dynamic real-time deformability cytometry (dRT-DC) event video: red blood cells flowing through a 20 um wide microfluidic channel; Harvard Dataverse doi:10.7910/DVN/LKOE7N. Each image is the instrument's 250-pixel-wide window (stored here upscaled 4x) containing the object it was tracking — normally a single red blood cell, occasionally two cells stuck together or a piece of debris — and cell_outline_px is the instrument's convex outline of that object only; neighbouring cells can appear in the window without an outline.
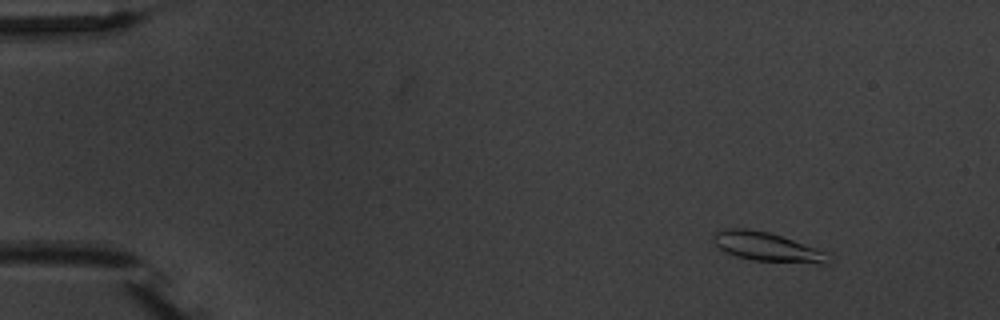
{"species": "common noctule bat (a hibernating species)", "species_latin": "Nyctalus noctula", "temperature_condition": "warm", "stored_images_in_passage": 4, "camera_frame_rate_fps": 3000, "um_per_image_px": 0.085, "animal": {"sex": "male", "body_mass_g": 20.1, "forearm_length_mm": 53.5}, "frame": {"image": 1, "passage_image": 1, "time_ms": 0.0, "image_size_px": [1000, 320], "cell_outline_px": [[828, 264], [824, 264], [752, 260], [736, 256], [720, 248], [712, 240], [712, 236], [716, 232], [724, 228], [748, 228], [768, 232], [828, 252]], "centroid_in_image_um": [65.18, 20.98], "position_along_channel_um": 19.8, "area_um2": 19.25}}